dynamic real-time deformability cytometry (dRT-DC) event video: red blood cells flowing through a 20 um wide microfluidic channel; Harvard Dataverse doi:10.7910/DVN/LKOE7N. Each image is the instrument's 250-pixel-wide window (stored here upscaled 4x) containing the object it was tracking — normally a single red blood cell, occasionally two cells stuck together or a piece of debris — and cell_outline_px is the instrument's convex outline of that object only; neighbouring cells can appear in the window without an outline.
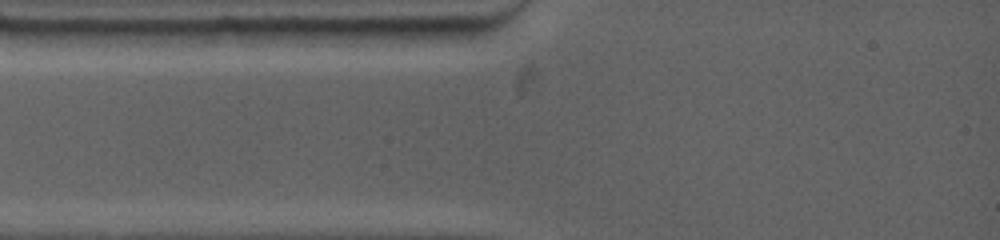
{"species": "common noctule bat (a hibernating species)", "species_latin": "Nyctalus noctula", "temperature_condition": "warm", "stored_images_in_passage": 4, "camera_frame_rate_fps": 4500, "um_per_image_px": 0.085, "animal": {"sex": "female", "body_mass_g": 19.0, "forearm_length_mm": 53.3}, "frame": {"image": 1, "passage_image": 1, "time_ms": 0.0, "image_size_px": [1000, 240], "cell_outline_px": [[476, 28], [472, 36], [444, 44], [420, 48], [404, 48], [348, 44], [340, 28]], "centroid_in_image_um": [34.43, 3.11], "position_along_channel_um": 50.6, "area_um2": 15.72}}